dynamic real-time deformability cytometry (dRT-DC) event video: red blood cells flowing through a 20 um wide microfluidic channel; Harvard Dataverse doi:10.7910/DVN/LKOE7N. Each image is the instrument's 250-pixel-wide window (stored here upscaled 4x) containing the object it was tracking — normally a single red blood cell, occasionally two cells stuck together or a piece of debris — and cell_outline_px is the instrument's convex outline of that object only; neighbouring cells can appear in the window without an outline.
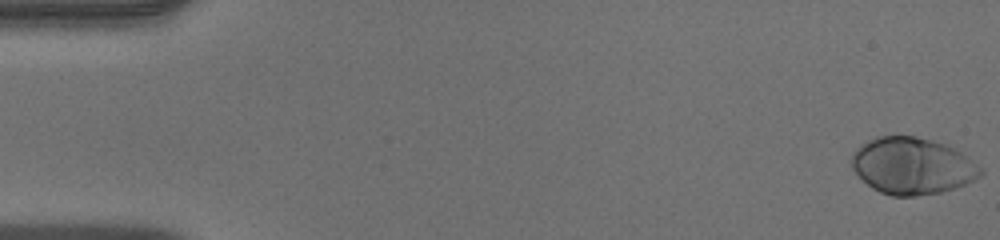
{"species": "human", "species_latin": "Homo sapiens", "temperature_condition": "warm", "stored_images_in_passage": 51, "camera_frame_rate_fps": 3000, "um_per_image_px": 0.085, "donor": {"sex": "male"}, "frame": {"image": 1, "passage_image": 1, "time_ms": 0.0, "image_size_px": [1000, 240], "cell_outline_px": [[984, 172], [980, 176], [964, 184], [940, 192], [916, 196], [892, 196], [880, 192], [872, 188], [852, 168], [852, 152], [860, 144], [876, 136], [916, 136], [944, 144], [960, 152], [980, 168]], "centroid_in_image_um": [77.49, 14.1], "position_along_channel_um": 7.5, "area_um2": 42.08}}
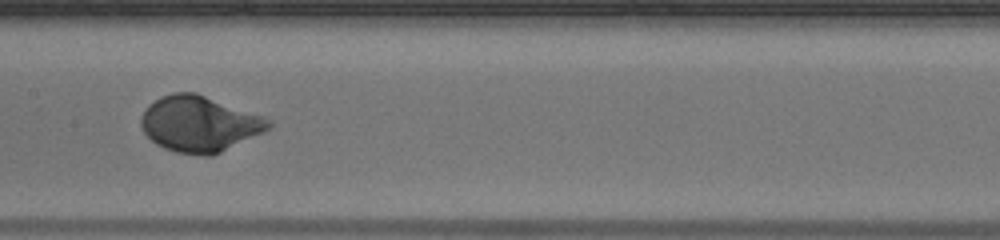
{"frame": {"image": 2, "passage_image": 26, "time_ms": 8.333, "image_size_px": [1000, 240], "cell_outline_px": [[272, 128], [264, 132], [212, 156], [200, 156], [176, 152], [164, 148], [156, 144], [144, 132], [140, 124], [140, 116], [144, 108], [148, 104], [160, 96], [172, 92], [196, 92], [264, 116], [272, 124]], "centroid_in_image_um": [16.93, 10.52], "position_along_channel_um": 190.5, "area_um2": 41.85}}
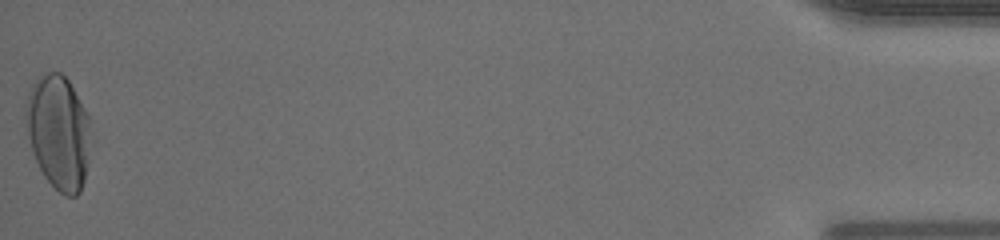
{"frame": {"image": 3, "passage_image": 51, "time_ms": 16.667, "image_size_px": [1000, 240], "cell_outline_px": [[88, 160], [84, 180], [80, 192], [76, 196], [64, 196], [44, 176], [36, 160], [28, 136], [24, 116], [24, 112], [28, 92], [36, 76], [48, 72], [60, 72], [68, 80], [88, 112]], "centroid_in_image_um": [4.94, 11.19], "position_along_channel_um": 430.3, "area_um2": 42.95}, "authors_computed_cell_mechanics": {"area_um2": 40.171, "velocity_mm_per_s": 4.0284, "shape_relaxation_time_tau1_ms": 2.2091, "shape_relaxation_time_tau2_ms": null, "deformation_change_tau1": 0.1648, "deformation_change_tau2": null}}